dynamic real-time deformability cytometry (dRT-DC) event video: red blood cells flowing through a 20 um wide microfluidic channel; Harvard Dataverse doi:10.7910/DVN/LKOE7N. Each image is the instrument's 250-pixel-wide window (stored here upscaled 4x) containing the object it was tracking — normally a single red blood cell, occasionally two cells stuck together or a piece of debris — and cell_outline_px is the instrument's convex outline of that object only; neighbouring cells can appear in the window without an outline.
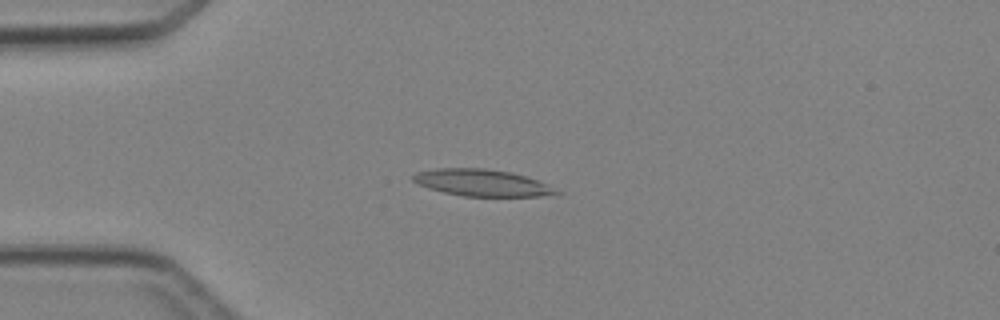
{"species": "Egyptian fruit bat (a non-hibernating species)", "species_latin": "Rousettus aegyptiacus", "temperature_condition": "cold", "stored_images_in_passage": 4, "camera_frame_rate_fps": 3000, "um_per_image_px": 0.085, "animal": {"sex": "female"}, "frame": {"image": 1, "passage_image": 3, "time_ms": 2.333, "image_size_px": [1000, 320], "cell_outline_px": [[564, 192], [540, 196], [464, 196], [444, 192], [428, 188], [412, 180], [412, 176], [416, 172], [436, 168], [484, 168], [512, 172], [536, 180]], "centroid_in_image_um": [40.95, 15.53], "position_along_channel_um": 44.1, "area_um2": 22.14}}